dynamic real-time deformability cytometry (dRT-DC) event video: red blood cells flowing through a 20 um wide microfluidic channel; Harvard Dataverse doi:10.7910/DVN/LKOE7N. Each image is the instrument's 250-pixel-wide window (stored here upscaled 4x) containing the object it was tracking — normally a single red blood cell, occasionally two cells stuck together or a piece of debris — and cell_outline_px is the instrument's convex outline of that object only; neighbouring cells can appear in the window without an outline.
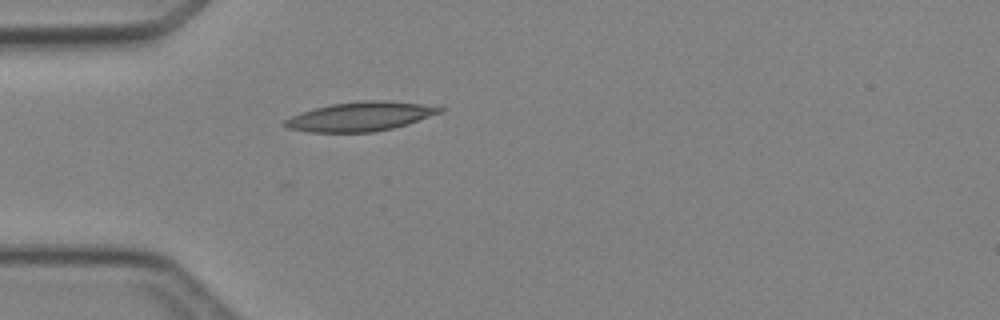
{"species": "Egyptian fruit bat (a non-hibernating species)", "species_latin": "Rousettus aegyptiacus", "temperature_condition": "cold", "stored_images_in_passage": 4, "camera_frame_rate_fps": 3000, "um_per_image_px": 0.085, "animal": {"sex": "female"}, "frame": {"image": 1, "passage_image": 4, "time_ms": 3.667, "image_size_px": [1000, 320], "cell_outline_px": [[444, 112], [408, 124], [392, 128], [372, 132], [308, 132], [288, 128], [280, 124], [284, 120], [300, 112], [332, 104], [364, 100], [384, 100], [420, 104], [444, 108]], "centroid_in_image_um": [30.62, 9.91], "position_along_channel_um": 54.4, "area_um2": 26.3}}